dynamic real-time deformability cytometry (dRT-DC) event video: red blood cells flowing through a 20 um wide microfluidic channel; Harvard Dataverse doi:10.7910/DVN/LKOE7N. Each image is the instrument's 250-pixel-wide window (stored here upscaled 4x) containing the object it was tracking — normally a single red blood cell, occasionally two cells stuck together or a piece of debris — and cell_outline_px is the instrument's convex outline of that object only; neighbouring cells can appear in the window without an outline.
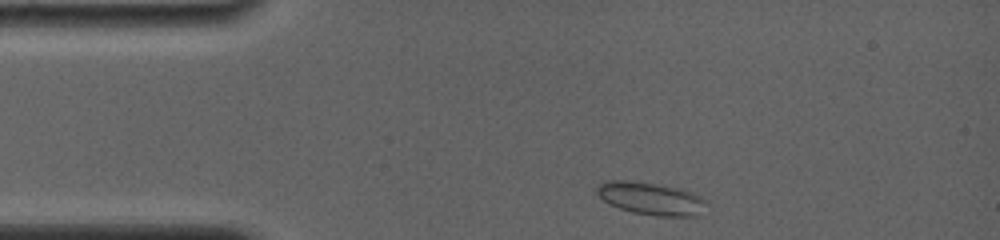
{"species": "common noctule bat (a hibernating species)", "species_latin": "Nyctalus noctula", "temperature_condition": "room temperature", "stored_images_in_passage": 41, "camera_frame_rate_fps": 4000, "um_per_image_px": 0.085, "animal": {"sex": "female", "body_mass_g": 19.0, "forearm_length_mm": 56.7}, "frame": {"image": 1, "passage_image": 2, "time_ms": 0.25, "image_size_px": [1000, 240], "cell_outline_px": [[708, 204], [696, 216], [656, 216], [632, 212], [608, 204], [596, 192], [596, 188], [600, 184], [608, 180], [628, 180], [684, 188], [708, 200]], "centroid_in_image_um": [55.36, 16.87], "position_along_channel_um": 29.6, "area_um2": 20.98}}
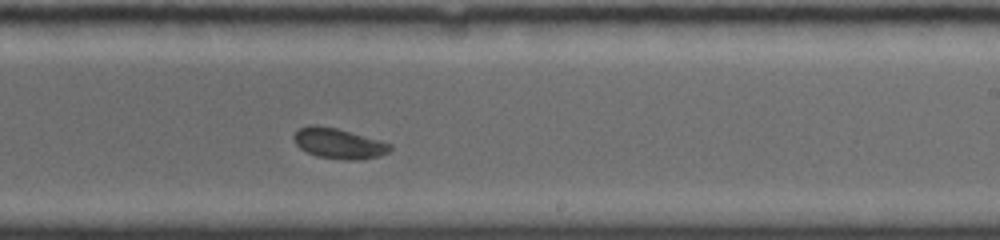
{"frame": {"image": 2, "passage_image": 21, "time_ms": 7.5, "image_size_px": [1000, 240], "cell_outline_px": [[392, 148], [388, 152], [380, 156], [352, 160], [348, 160], [316, 156], [300, 148], [292, 140], [292, 136], [300, 128], [308, 124], [316, 124], [336, 128], [380, 140], [392, 144]], "centroid_in_image_um": [28.76, 12.18], "position_along_channel_um": 260.2, "area_um2": 17.05}}
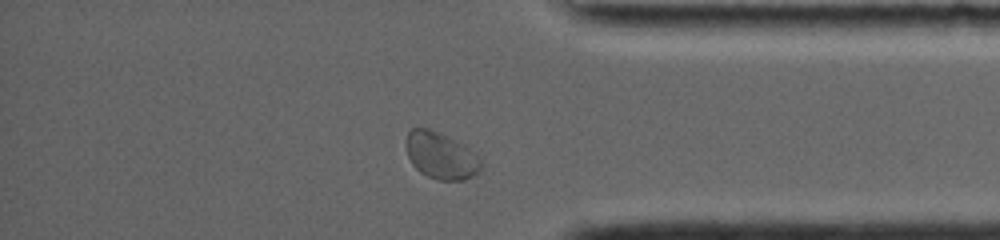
{"frame": {"image": 3, "passage_image": 36, "time_ms": 11.25, "image_size_px": [1000, 240], "cell_outline_px": [[480, 168], [472, 176], [464, 180], [436, 180], [420, 172], [412, 164], [408, 156], [408, 132], [412, 128], [428, 128], [464, 144], [480, 160]], "centroid_in_image_um": [37.46, 13.24], "position_along_channel_um": 397.7, "area_um2": 19.83}, "authors_computed_cell_mechanics": {"area_um2": 17.629, "velocity_mm_per_s": 3.7625, "shape_relaxation_time_tau1_ms": 3.3134, "shape_relaxation_time_tau2_ms": null, "deformation_change_tau1": 0.0922, "deformation_change_tau2": null}}